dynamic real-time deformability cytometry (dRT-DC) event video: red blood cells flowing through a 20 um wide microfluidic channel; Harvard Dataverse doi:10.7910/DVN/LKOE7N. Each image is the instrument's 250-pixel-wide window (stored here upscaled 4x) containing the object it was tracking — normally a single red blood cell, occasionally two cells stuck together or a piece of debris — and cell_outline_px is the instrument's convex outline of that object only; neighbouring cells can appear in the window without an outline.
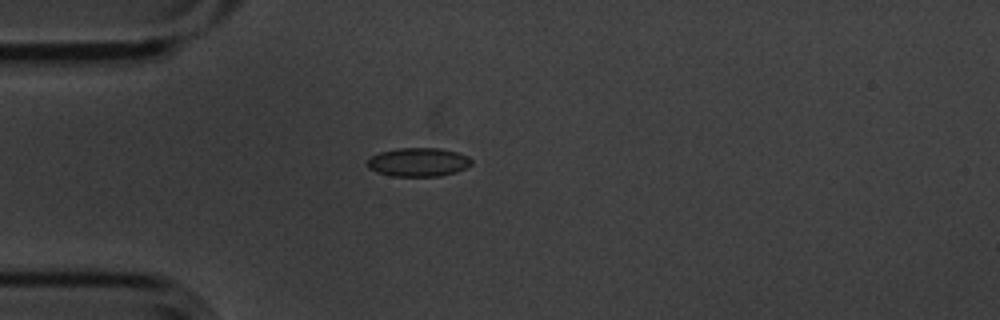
{"species": "common noctule bat (a hibernating species)", "species_latin": "Nyctalus noctula", "temperature_condition": "cold", "stored_images_in_passage": 2, "camera_frame_rate_fps": 3000, "um_per_image_px": 0.085, "animal": {"sex": "male", "body_mass_g": 20.1, "forearm_length_mm": 53.5}, "frame": {"image": 1, "passage_image": 1, "time_ms": 0.0, "image_size_px": [1000, 320], "cell_outline_px": [[472, 164], [456, 172], [440, 176], [392, 176], [376, 172], [368, 168], [368, 160], [372, 156], [380, 152], [400, 148], [440, 148], [456, 152], [468, 156], [472, 160]], "centroid_in_image_um": [35.57, 13.78], "position_along_channel_um": 49.4, "area_um2": 17.34}}